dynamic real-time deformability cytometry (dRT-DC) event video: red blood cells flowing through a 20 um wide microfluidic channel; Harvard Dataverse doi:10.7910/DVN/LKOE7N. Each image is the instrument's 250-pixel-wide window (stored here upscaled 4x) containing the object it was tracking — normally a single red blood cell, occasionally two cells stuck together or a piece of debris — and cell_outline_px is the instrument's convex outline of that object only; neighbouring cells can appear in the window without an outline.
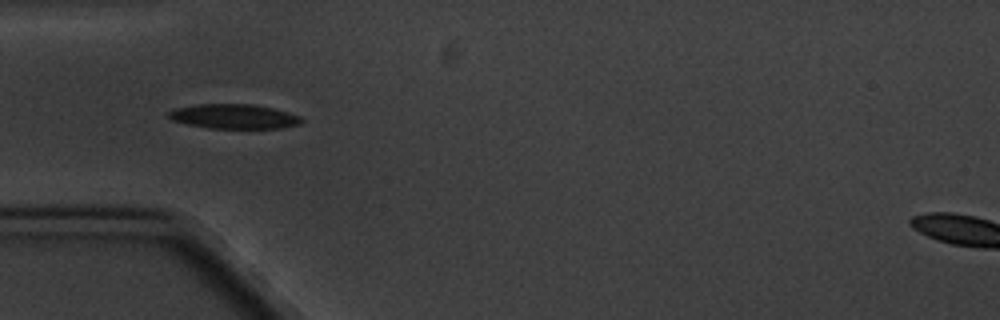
{"species": "common noctule bat (a hibernating species)", "species_latin": "Nyctalus noctula", "temperature_condition": "cold", "stored_images_in_passage": 11, "camera_frame_rate_fps": 3000, "um_per_image_px": 0.085, "animal": {"sex": "male", "body_mass_g": 20.1, "forearm_length_mm": 53.5}, "frame": {"image": 1, "passage_image": 4, "time_ms": 4.0, "image_size_px": [1000, 320], "cell_outline_px": [[304, 120], [300, 124], [280, 128], [208, 128], [188, 124], [172, 120], [168, 116], [168, 112], [176, 108], [200, 104], [252, 104], [272, 108], [288, 112], [300, 116]], "centroid_in_image_um": [19.91, 9.9], "position_along_channel_um": 65.1, "area_um2": 18.9}}